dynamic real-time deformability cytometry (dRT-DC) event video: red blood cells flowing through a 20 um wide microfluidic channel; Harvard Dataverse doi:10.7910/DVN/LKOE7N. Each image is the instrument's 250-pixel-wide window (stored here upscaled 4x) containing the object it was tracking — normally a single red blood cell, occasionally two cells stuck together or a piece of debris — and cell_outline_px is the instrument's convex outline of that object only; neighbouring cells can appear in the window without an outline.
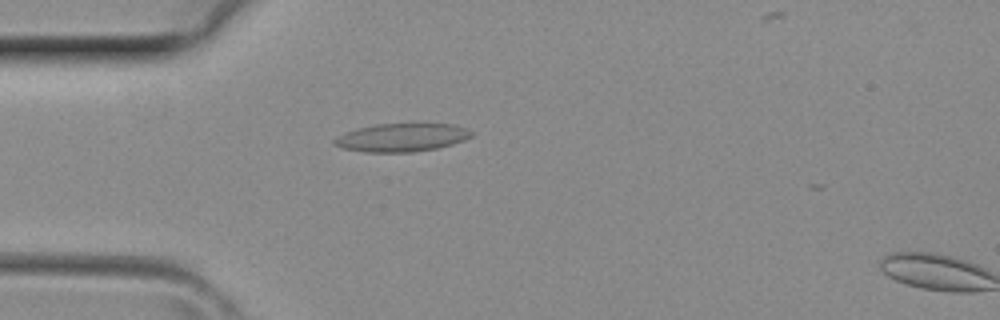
{"species": "common noctule bat (a hibernating species)", "species_latin": "Nyctalus noctula", "temperature_condition": "room temperature", "stored_images_in_passage": 2, "camera_frame_rate_fps": 3000, "um_per_image_px": 0.085, "animal": {"sex": "female", "body_mass_g": 29.2, "forearm_length_mm": 56.3}, "frame": {"image": 1, "passage_image": 1, "time_ms": 0.0, "image_size_px": [1000, 320], "cell_outline_px": [[476, 132], [472, 136], [464, 140], [452, 144], [436, 148], [412, 152], [364, 152], [344, 148], [332, 144], [332, 140], [344, 132], [376, 124], [452, 124]], "centroid_in_image_um": [34.14, 11.69], "position_along_channel_um": 50.9, "area_um2": 22.43}}